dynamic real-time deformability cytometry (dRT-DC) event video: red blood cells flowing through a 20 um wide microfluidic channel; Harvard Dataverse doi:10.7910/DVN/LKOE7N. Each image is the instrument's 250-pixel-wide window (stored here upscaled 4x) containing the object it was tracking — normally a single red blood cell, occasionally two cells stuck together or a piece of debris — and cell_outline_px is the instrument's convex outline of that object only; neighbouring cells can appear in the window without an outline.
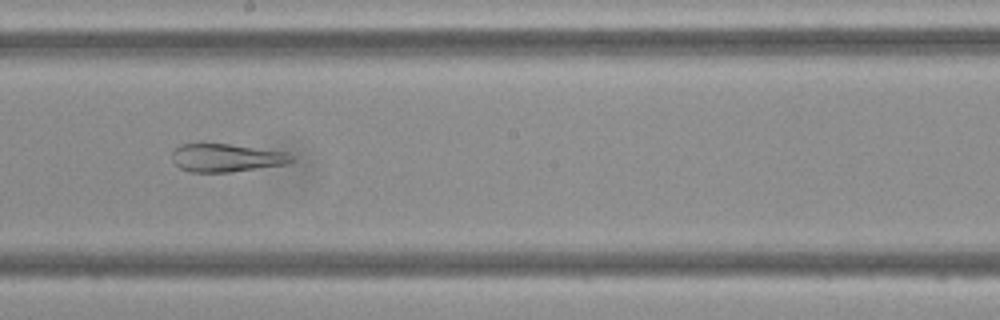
{"species": "Egyptian fruit bat (a non-hibernating species)", "species_latin": "Rousettus aegyptiacus", "temperature_condition": "cold", "stored_images_in_passage": 36, "camera_frame_rate_fps": 3000, "um_per_image_px": 0.085, "frame": {"image": 1, "passage_image": 17, "time_ms": 5.333, "image_size_px": [1000, 320], "cell_outline_px": [[292, 160], [288, 164], [232, 172], [188, 172], [180, 168], [172, 160], [172, 152], [180, 144], [228, 144], [288, 152], [292, 156]], "centroid_in_image_um": [19.24, 13.42], "position_along_channel_um": 229.0, "area_um2": 19.54}}
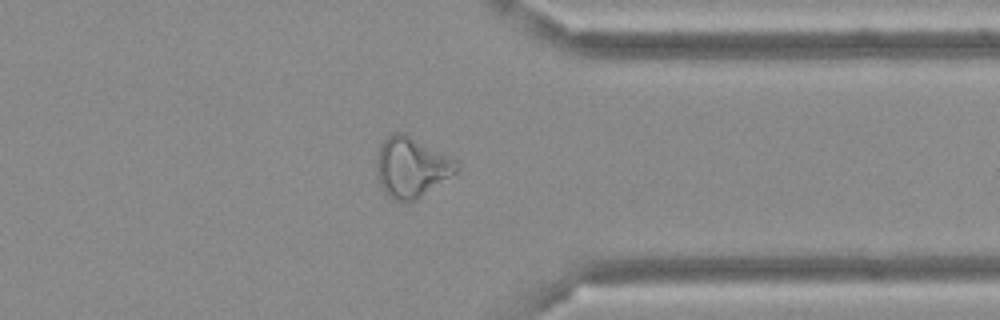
{"frame": {"image": 2, "passage_image": 28, "time_ms": 9.0, "image_size_px": [1000, 320], "cell_outline_px": [[460, 168], [456, 172], [416, 200], [396, 200], [388, 196], [384, 192], [380, 184], [376, 164], [376, 160], [380, 144], [392, 132], [404, 132], [460, 160]], "centroid_in_image_um": [35.01, 14.17], "position_along_channel_um": 376.4, "area_um2": 28.21}}
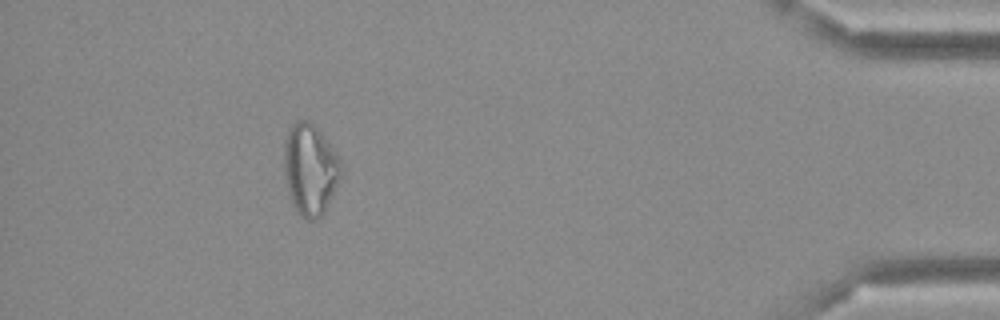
{"frame": {"image": 3, "passage_image": 34, "time_ms": 11.0, "image_size_px": [1000, 320], "cell_outline_px": [[340, 176], [328, 204], [324, 212], [316, 220], [308, 220], [296, 212], [288, 192], [284, 176], [284, 140], [292, 124], [296, 120], [308, 120], [324, 136], [340, 156]], "centroid_in_image_um": [26.34, 14.39], "position_along_channel_um": 408.9, "area_um2": 30.17}}